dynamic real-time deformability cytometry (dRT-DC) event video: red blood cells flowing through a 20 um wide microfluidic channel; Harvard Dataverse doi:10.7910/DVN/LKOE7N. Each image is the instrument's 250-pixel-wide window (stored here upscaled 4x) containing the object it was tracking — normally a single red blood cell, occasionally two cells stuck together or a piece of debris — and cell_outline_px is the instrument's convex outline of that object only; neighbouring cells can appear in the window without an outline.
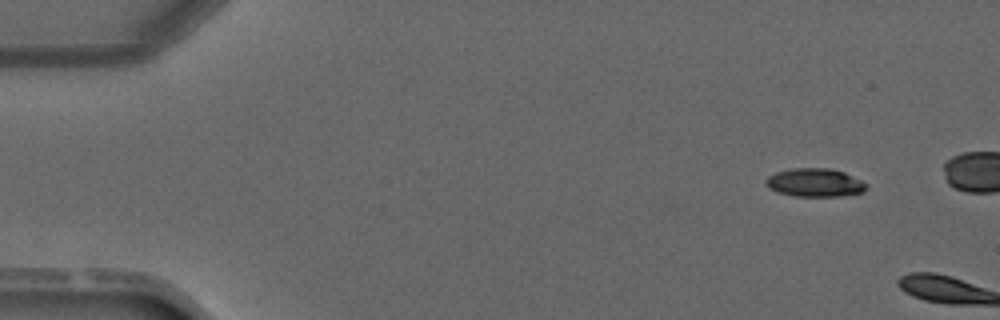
{"species": "common noctule bat (a hibernating species)", "species_latin": "Nyctalus noctula", "temperature_condition": "warm", "stored_images_in_passage": 2, "camera_frame_rate_fps": 3000, "um_per_image_px": 0.085, "animal": {"sex": "male", "forearm_length_mm": 52.5}, "frame": {"image": 1, "passage_image": 1, "time_ms": 0.0, "image_size_px": [1000, 320], "cell_outline_px": [[868, 184], [864, 192], [840, 196], [796, 196], [776, 192], [768, 188], [764, 180], [768, 176], [776, 172], [792, 168], [828, 168], [844, 172]], "centroid_in_image_um": [69.24, 15.52], "position_along_channel_um": 15.8, "area_um2": 16.65}}